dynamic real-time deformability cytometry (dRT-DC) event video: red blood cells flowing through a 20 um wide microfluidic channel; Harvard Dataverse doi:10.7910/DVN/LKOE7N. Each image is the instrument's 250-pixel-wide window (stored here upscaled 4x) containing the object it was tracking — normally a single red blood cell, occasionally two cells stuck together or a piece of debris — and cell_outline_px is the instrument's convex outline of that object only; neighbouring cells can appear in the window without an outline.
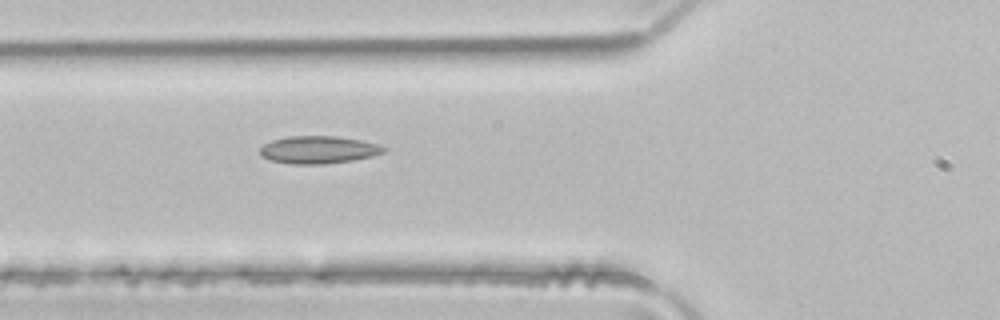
{"species": "common noctule bat (a hibernating species)", "species_latin": "Nyctalus noctula", "temperature_condition": "room temperature", "stored_images_in_passage": 2, "camera_frame_rate_fps": 3000, "um_per_image_px": 0.085, "animal": {"sex": "male", "body_mass_g": 21.5, "forearm_length_mm": 52.0}, "frame": {"image": 1, "passage_image": 2, "time_ms": 0.333, "image_size_px": [1000, 320], "cell_outline_px": [[388, 148], [384, 152], [372, 156], [352, 160], [324, 164], [288, 164], [272, 160], [260, 156], [260, 148], [264, 144], [272, 140], [288, 136], [336, 136], [360, 140], [380, 144]], "centroid_in_image_um": [27.07, 12.73], "position_along_channel_um": 98.7, "area_um2": 19.94}}